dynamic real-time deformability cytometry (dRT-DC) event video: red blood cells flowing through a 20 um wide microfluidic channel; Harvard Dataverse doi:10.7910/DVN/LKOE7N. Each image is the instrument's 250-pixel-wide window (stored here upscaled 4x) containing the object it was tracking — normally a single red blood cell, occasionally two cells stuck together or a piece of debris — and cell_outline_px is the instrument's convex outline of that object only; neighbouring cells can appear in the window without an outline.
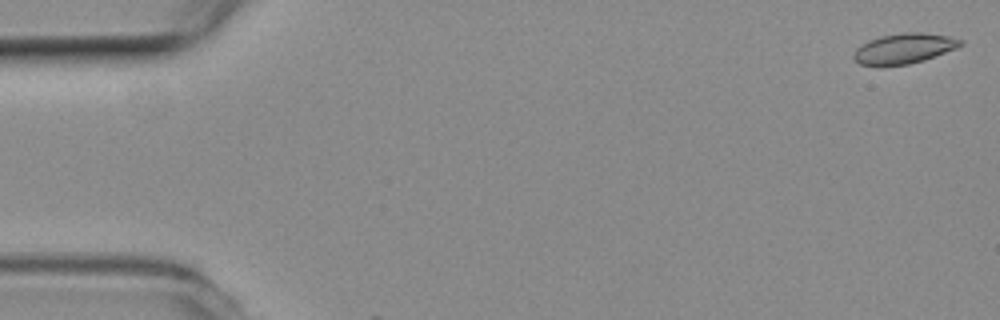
{"species": "common noctule bat (a hibernating species)", "species_latin": "Nyctalus noctula", "temperature_condition": "room temperature", "stored_images_in_passage": 3, "camera_frame_rate_fps": 3000, "um_per_image_px": 0.085, "animal": {"sex": "female", "body_mass_g": 19.3, "forearm_length_mm": 54.1}, "frame": {"image": 1, "passage_image": 1, "time_ms": 0.0, "image_size_px": [1000, 320], "cell_outline_px": [[964, 44], [956, 48], [924, 60], [908, 64], [860, 64], [852, 56], [856, 48], [860, 44], [868, 40], [880, 36], [904, 32], [924, 32], [948, 36], [964, 40]], "centroid_in_image_um": [76.87, 4.09], "position_along_channel_um": 8.1, "area_um2": 18.61}}